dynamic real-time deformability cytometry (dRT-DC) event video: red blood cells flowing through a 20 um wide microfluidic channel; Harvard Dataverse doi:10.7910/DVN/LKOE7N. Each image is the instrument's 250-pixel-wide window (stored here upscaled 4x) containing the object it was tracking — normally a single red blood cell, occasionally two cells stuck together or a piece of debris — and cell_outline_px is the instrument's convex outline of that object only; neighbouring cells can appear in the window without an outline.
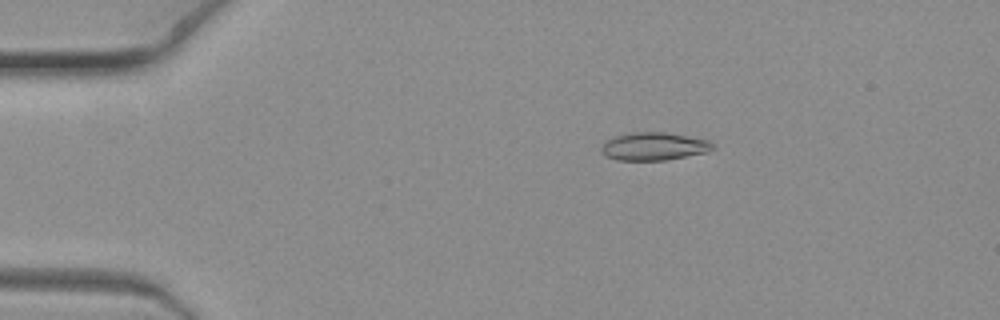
{"species": "common noctule bat (a hibernating species)", "species_latin": "Nyctalus noctula", "temperature_condition": "warm", "stored_images_in_passage": 7, "camera_frame_rate_fps": 3000, "um_per_image_px": 0.085, "animal": {"sex": "female", "body_mass_g": 19.3, "forearm_length_mm": 54.1}, "frame": {"image": 1, "passage_image": 4, "time_ms": 1.0, "image_size_px": [1000, 320], "cell_outline_px": [[716, 148], [708, 152], [664, 160], [616, 160], [608, 156], [600, 148], [604, 140], [628, 132], [664, 132], [708, 140]], "centroid_in_image_um": [55.57, 12.43], "position_along_channel_um": 29.4, "area_um2": 18.03}}
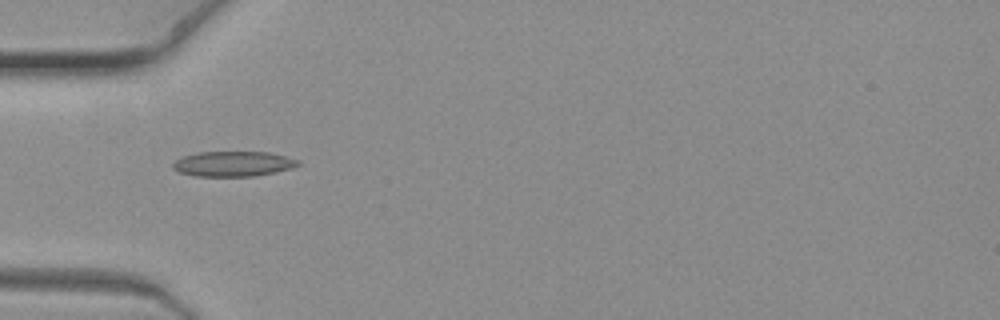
{"frame": {"image": 2, "passage_image": 6, "time_ms": 1.667, "image_size_px": [1000, 320], "cell_outline_px": [[300, 164], [276, 172], [252, 176], [196, 176], [180, 172], [172, 168], [172, 164], [176, 160], [184, 156], [200, 152], [268, 152], [300, 160]], "centroid_in_image_um": [19.8, 13.92], "position_along_channel_um": 65.2, "area_um2": 18.09}}
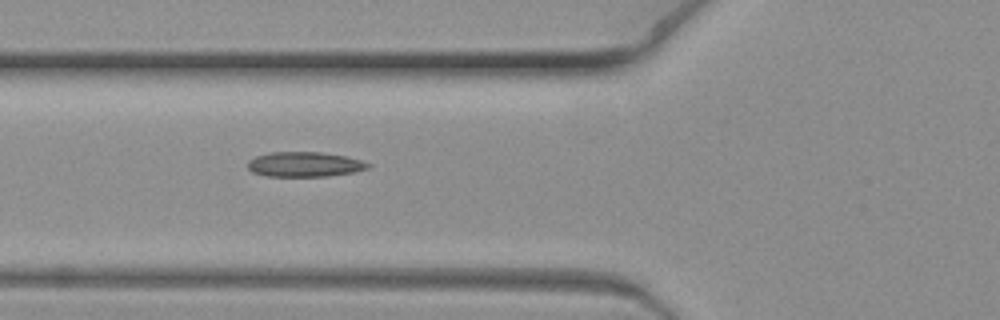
{"frame": {"image": 3, "passage_image": 7, "time_ms": 2.0, "image_size_px": [1000, 320], "cell_outline_px": [[372, 164], [368, 168], [352, 172], [328, 176], [268, 176], [252, 172], [248, 168], [248, 160], [256, 156], [268, 152], [320, 152], [348, 156]], "centroid_in_image_um": [25.88, 13.96], "position_along_channel_um": 99.9, "area_um2": 17.46}}